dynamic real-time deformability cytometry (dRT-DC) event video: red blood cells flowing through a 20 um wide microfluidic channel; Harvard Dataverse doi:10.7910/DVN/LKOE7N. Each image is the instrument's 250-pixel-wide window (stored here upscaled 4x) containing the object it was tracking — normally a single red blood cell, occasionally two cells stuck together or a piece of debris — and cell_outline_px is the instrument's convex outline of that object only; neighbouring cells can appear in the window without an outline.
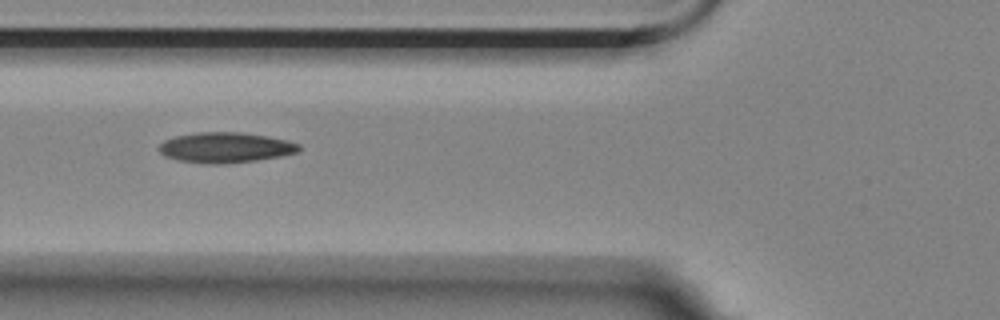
{"species": "Egyptian fruit bat (a non-hibernating species)", "species_latin": "Rousettus aegyptiacus", "temperature_condition": "room temperature", "stored_images_in_passage": 12, "camera_frame_rate_fps": 3000, "um_per_image_px": 0.085, "animal": {"sex": "female"}, "frame": {"image": 1, "passage_image": 3, "time_ms": 0.667, "image_size_px": [1000, 320], "cell_outline_px": [[300, 148], [296, 152], [280, 156], [256, 160], [224, 164], [208, 164], [180, 160], [164, 156], [160, 152], [160, 144], [164, 140], [176, 136], [196, 132], [240, 132], [268, 136], [288, 140], [300, 144]], "centroid_in_image_um": [19.17, 12.53], "position_along_channel_um": 106.6, "area_um2": 24.68}}
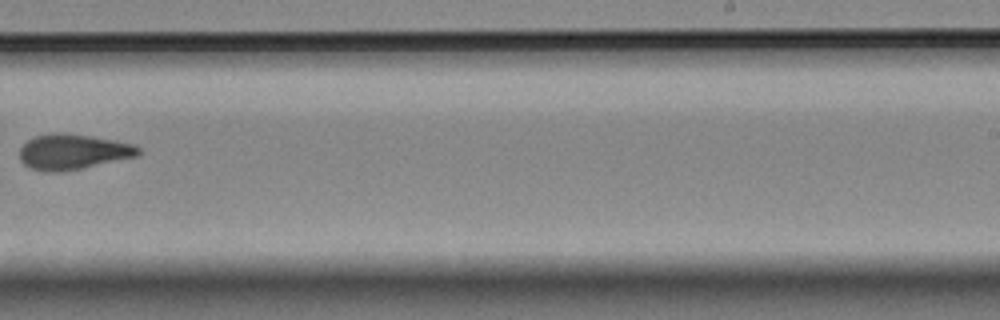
{"frame": {"image": 2, "passage_image": 7, "time_ms": 2.0, "image_size_px": [1000, 320], "cell_outline_px": [[140, 156], [60, 172], [48, 172], [32, 168], [24, 164], [20, 160], [20, 148], [28, 140], [36, 136], [52, 132], [60, 132], [92, 136], [116, 140], [132, 144], [140, 148]], "centroid_in_image_um": [6.21, 12.89], "position_along_channel_um": 282.8, "area_um2": 24.45}}
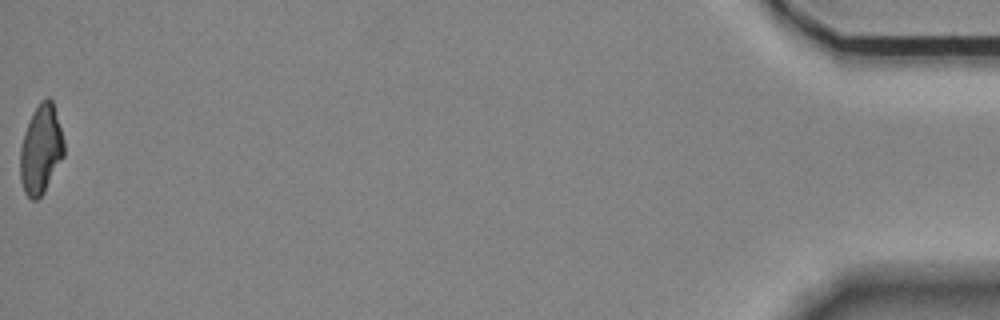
{"frame": {"image": 3, "passage_image": 12, "time_ms": 3.667, "image_size_px": [1000, 320], "cell_outline_px": [[64, 156], [44, 192], [36, 200], [32, 200], [24, 192], [20, 180], [20, 148], [24, 132], [32, 112], [40, 100], [48, 96], [52, 100], [64, 140]], "centroid_in_image_um": [3.47, 12.69], "position_along_channel_um": 431.7, "area_um2": 22.83}}